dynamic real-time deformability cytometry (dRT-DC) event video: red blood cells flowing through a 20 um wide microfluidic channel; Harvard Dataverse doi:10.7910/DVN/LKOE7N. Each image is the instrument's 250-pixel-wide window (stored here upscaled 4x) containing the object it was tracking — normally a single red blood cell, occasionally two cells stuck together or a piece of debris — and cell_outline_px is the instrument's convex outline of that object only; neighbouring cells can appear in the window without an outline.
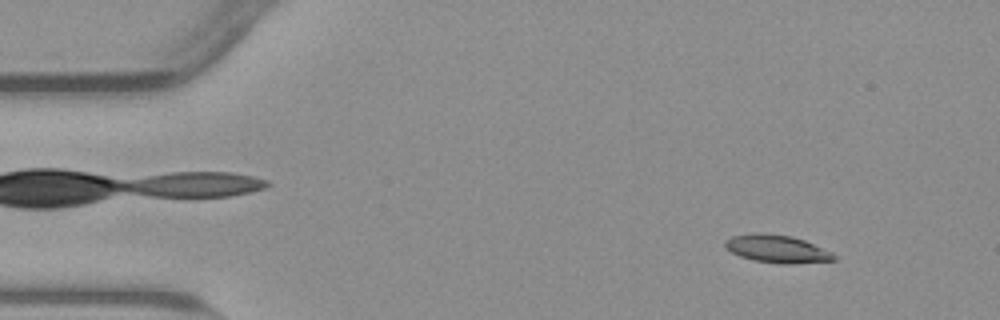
{"species": "common noctule bat (a hibernating species)", "species_latin": "Nyctalus noctula", "temperature_condition": "warm", "stored_images_in_passage": 54, "camera_frame_rate_fps": 3000, "um_per_image_px": 0.085, "animal": {"sex": "male", "body_mass_g": 23.1, "forearm_length_mm": 52.7}, "frame": {"image": 1, "passage_image": 6, "time_ms": 1.667, "image_size_px": [1000, 320], "cell_outline_px": [[836, 260], [792, 264], [780, 264], [752, 260], [740, 256], [724, 248], [724, 240], [732, 236], [752, 232], [764, 232], [792, 236], [804, 240], [832, 252], [836, 256]], "centroid_in_image_um": [66.01, 21.14], "position_along_channel_um": 19.0, "area_um2": 17.92}}
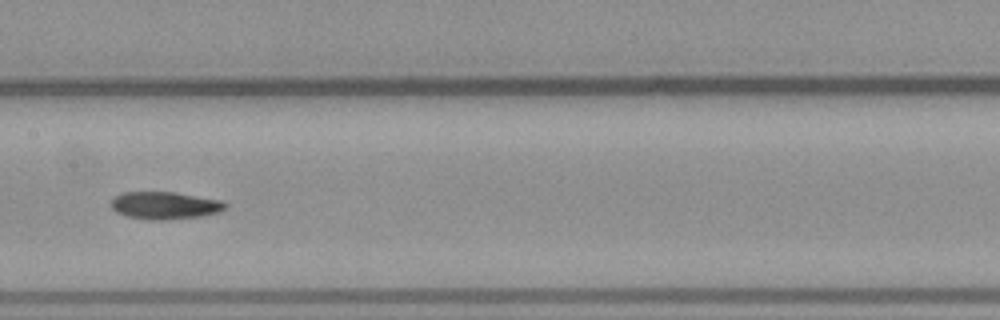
{"frame": {"image": 2, "passage_image": 27, "time_ms": 8.667, "image_size_px": [1000, 320], "cell_outline_px": [[228, 208], [220, 212], [200, 216], [164, 220], [148, 220], [124, 216], [116, 212], [112, 208], [112, 200], [116, 196], [124, 192], [172, 192], [224, 200], [228, 204]], "centroid_in_image_um": [14.06, 17.47], "position_along_channel_um": 193.3, "area_um2": 18.44}}
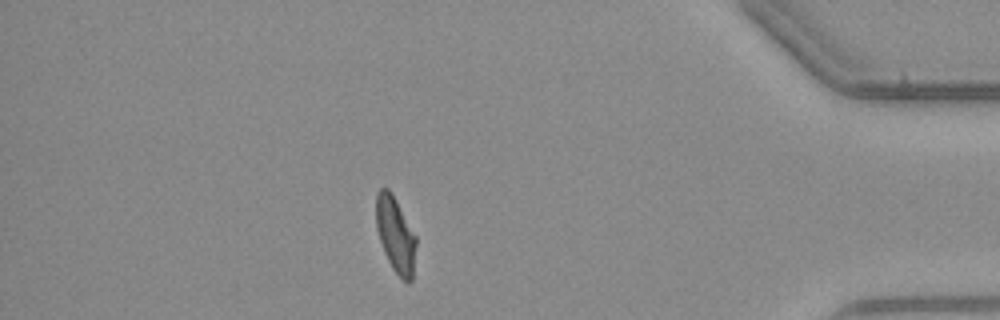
{"frame": {"image": 3, "passage_image": 47, "time_ms": 15.333, "image_size_px": [1000, 320], "cell_outline_px": [[416, 244], [412, 280], [408, 284], [392, 268], [384, 252], [376, 228], [376, 192], [380, 188], [388, 188], [392, 192], [416, 236]], "centroid_in_image_um": [33.61, 19.92], "position_along_channel_um": 401.6, "area_um2": 17.57}, "authors_computed_cell_mechanics": {"area_um2": 18.0047, "velocity_mm_per_s": 3.8099, "shape_relaxation_time_tau1_ms": null, "shape_relaxation_time_tau2_ms": 5.3825, "deformation_change_tau1": null, "deformation_change_tau2": 0.1236}}